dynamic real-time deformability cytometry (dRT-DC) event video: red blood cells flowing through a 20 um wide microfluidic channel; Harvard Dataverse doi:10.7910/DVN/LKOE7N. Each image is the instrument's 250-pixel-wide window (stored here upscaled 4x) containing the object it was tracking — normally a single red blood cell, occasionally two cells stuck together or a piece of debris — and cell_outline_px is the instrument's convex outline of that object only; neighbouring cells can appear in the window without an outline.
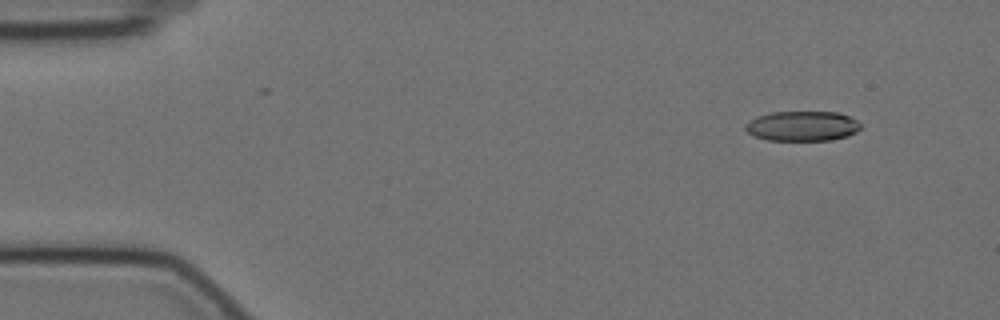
{"species": "Egyptian fruit bat (a non-hibernating species)", "species_latin": "Rousettus aegyptiacus", "temperature_condition": "cold", "stored_images_in_passage": 11, "camera_frame_rate_fps": 3000, "um_per_image_px": 0.085, "animal": {"sex": "female"}, "frame": {"image": 1, "passage_image": 6, "time_ms": 1.667, "image_size_px": [1000, 320], "cell_outline_px": [[860, 128], [856, 132], [848, 136], [828, 140], [768, 140], [752, 136], [744, 128], [744, 124], [748, 120], [756, 116], [772, 112], [836, 112], [848, 116], [856, 120], [860, 124]], "centroid_in_image_um": [68.14, 10.71], "position_along_channel_um": 16.9, "area_um2": 20.17}}